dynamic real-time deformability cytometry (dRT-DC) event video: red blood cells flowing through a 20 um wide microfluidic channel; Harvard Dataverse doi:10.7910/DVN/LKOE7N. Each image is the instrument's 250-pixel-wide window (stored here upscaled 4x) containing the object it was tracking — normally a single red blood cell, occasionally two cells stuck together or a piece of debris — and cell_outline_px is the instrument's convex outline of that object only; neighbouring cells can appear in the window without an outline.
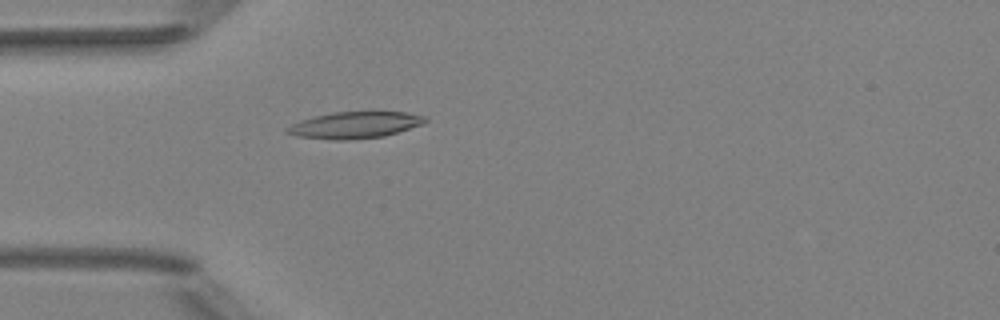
{"species": "Egyptian fruit bat (a non-hibernating species)", "species_latin": "Rousettus aegyptiacus", "temperature_condition": "room temperature", "stored_images_in_passage": 4, "camera_frame_rate_fps": 3000, "um_per_image_px": 0.085, "animal": {"sex": "female"}, "frame": {"image": 1, "passage_image": 4, "time_ms": 3.667, "image_size_px": [1000, 320], "cell_outline_px": [[428, 120], [424, 124], [384, 136], [348, 140], [332, 140], [300, 136], [284, 132], [284, 128], [300, 120], [332, 112], [408, 112], [428, 116]], "centroid_in_image_um": [30.2, 10.62], "position_along_channel_um": 54.8, "area_um2": 21.44}}